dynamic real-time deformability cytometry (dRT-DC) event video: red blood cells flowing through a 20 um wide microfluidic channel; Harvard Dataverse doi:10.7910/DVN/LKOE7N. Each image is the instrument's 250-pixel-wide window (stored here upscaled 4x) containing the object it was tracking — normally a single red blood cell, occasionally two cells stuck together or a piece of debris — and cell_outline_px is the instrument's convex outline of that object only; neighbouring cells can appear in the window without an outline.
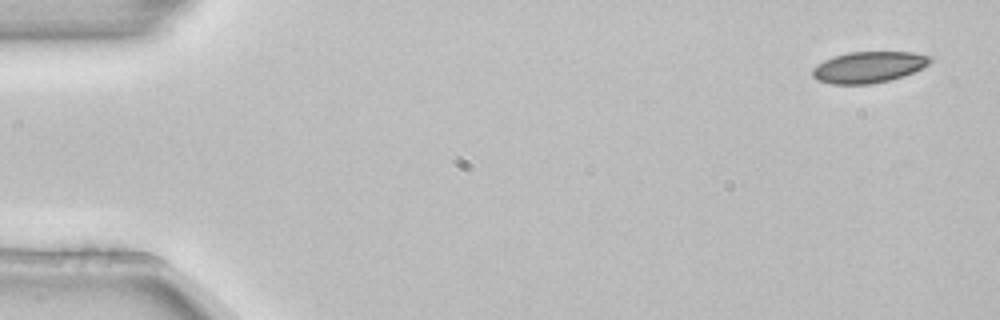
{"species": "common noctule bat (a hibernating species)", "species_latin": "Nyctalus noctula", "temperature_condition": "room temperature", "stored_images_in_passage": 3, "camera_frame_rate_fps": 3000, "um_per_image_px": 0.085, "animal": {"sex": "female", "body_mass_g": 22.7, "forearm_length_mm": 54.2}, "frame": {"image": 1, "passage_image": 1, "time_ms": 0.0, "image_size_px": [1000, 320], "cell_outline_px": [[932, 60], [928, 64], [904, 76], [872, 84], [832, 84], [816, 80], [812, 76], [812, 68], [824, 60], [848, 52], [912, 52], [932, 56]], "centroid_in_image_um": [73.81, 5.71], "position_along_channel_um": 11.2, "area_um2": 21.33}}